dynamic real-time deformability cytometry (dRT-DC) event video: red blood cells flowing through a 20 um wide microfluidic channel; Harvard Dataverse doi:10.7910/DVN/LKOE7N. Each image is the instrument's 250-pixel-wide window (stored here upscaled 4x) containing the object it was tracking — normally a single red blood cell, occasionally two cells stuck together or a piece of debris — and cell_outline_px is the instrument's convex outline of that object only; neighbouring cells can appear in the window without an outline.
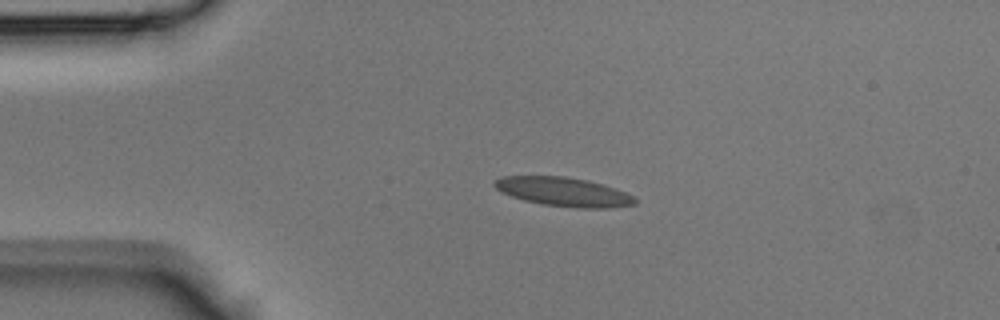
{"species": "Egyptian fruit bat (a non-hibernating species)", "species_latin": "Rousettus aegyptiacus", "temperature_condition": "room temperature", "stored_images_in_passage": 37, "camera_frame_rate_fps": 3000, "um_per_image_px": 0.085, "animal": {"sex": "male"}, "frame": {"image": 1, "passage_image": 8, "time_ms": 2.333, "image_size_px": [1000, 320], "cell_outline_px": [[636, 204], [608, 208], [580, 208], [544, 204], [524, 200], [512, 196], [496, 188], [492, 184], [496, 180], [504, 176], [564, 176], [588, 180], [604, 184], [616, 188], [632, 196], [636, 200]], "centroid_in_image_um": [47.93, 16.3], "position_along_channel_um": 37.1, "area_um2": 23.47}}
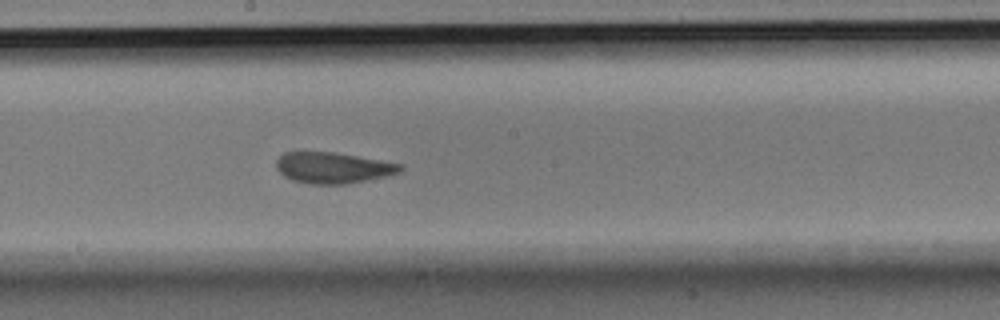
{"frame": {"image": 2, "passage_image": 22, "time_ms": 7.0, "image_size_px": [1000, 320], "cell_outline_px": [[404, 168], [400, 172], [384, 176], [348, 184], [308, 184], [292, 180], [284, 176], [276, 168], [276, 160], [284, 152], [332, 152], [404, 164]], "centroid_in_image_um": [28.29, 14.26], "position_along_channel_um": 219.9, "area_um2": 22.37}}
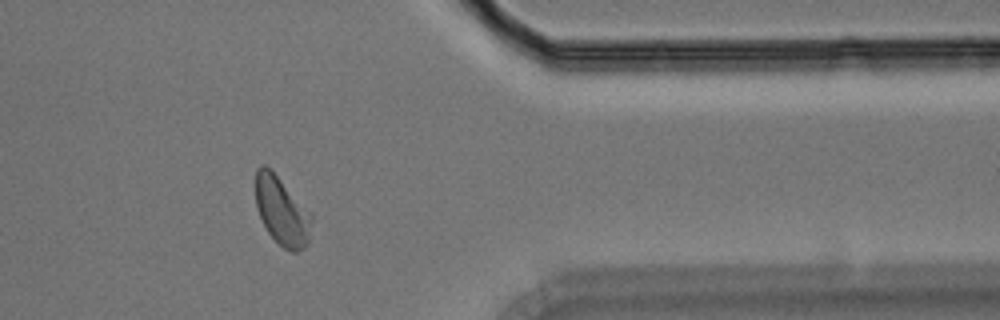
{"frame": {"image": 3, "passage_image": 34, "time_ms": 11.0, "image_size_px": [1000, 320], "cell_outline_px": [[312, 220], [308, 244], [304, 248], [296, 252], [292, 252], [284, 248], [268, 232], [256, 208], [256, 168], [260, 164], [264, 164], [272, 168], [312, 212]], "centroid_in_image_um": [23.98, 17.88], "position_along_channel_um": 387.4, "area_um2": 22.77}}